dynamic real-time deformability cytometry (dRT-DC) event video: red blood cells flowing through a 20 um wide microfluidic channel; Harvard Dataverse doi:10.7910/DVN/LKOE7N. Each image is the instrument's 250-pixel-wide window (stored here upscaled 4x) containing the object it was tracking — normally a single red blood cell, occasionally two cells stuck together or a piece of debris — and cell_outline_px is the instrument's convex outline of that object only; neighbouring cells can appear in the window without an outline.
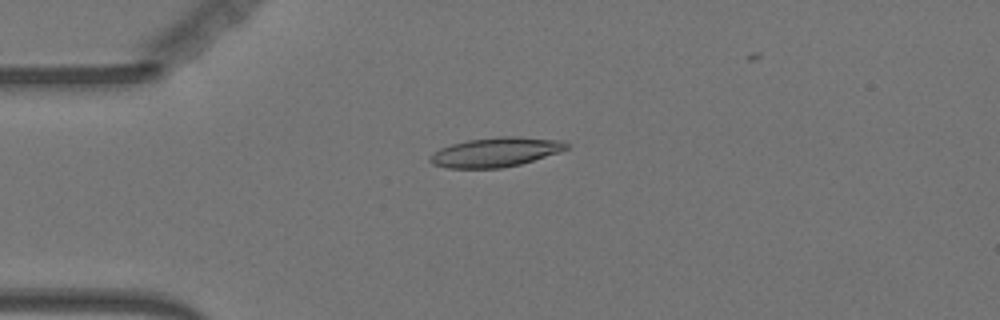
{"species": "Egyptian fruit bat (a non-hibernating species)", "species_latin": "Rousettus aegyptiacus", "temperature_condition": "warm", "stored_images_in_passage": 41, "camera_frame_rate_fps": 3000, "um_per_image_px": 0.085, "animal": {"sex": "female"}, "frame": {"image": 1, "passage_image": 4, "time_ms": 1.0, "image_size_px": [1000, 320], "cell_outline_px": [[568, 148], [560, 152], [520, 164], [500, 168], [448, 168], [432, 164], [428, 160], [428, 156], [440, 148], [452, 144], [468, 140], [500, 136], [520, 136], [564, 140], [568, 144]], "centroid_in_image_um": [42.13, 12.92], "position_along_channel_um": 42.9, "area_um2": 23.52}}
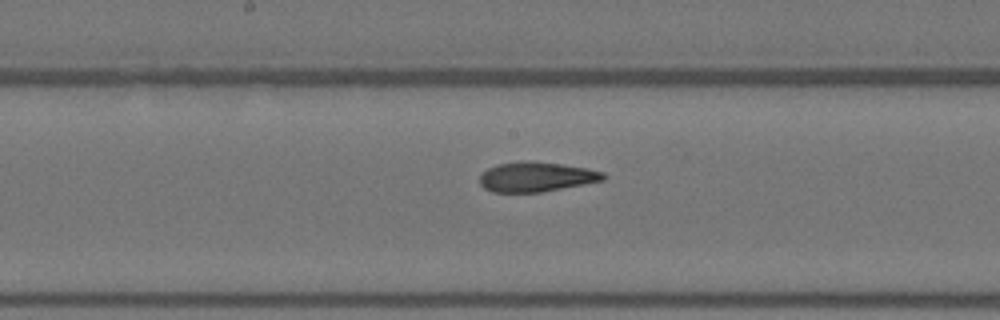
{"frame": {"image": 2, "passage_image": 19, "time_ms": 6.0, "image_size_px": [1000, 320], "cell_outline_px": [[608, 176], [604, 180], [584, 184], [540, 192], [492, 192], [484, 188], [480, 184], [480, 176], [488, 168], [496, 164], [524, 160], [560, 164], [588, 168], [604, 172]], "centroid_in_image_um": [45.59, 15.03], "position_along_channel_um": 202.6, "area_um2": 21.44}}
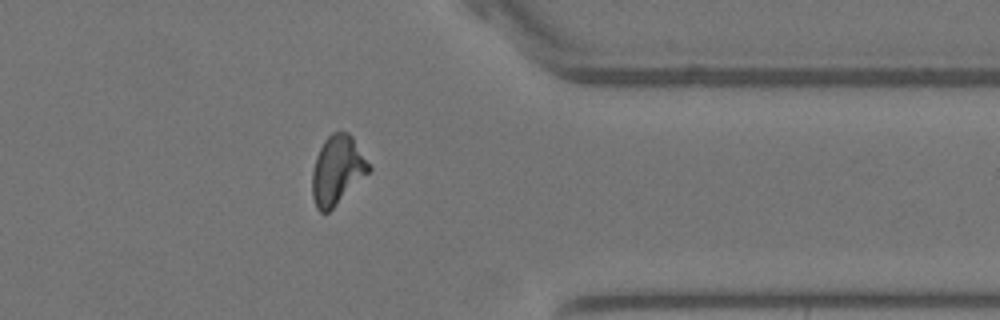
{"frame": {"image": 3, "passage_image": 35, "time_ms": 11.333, "image_size_px": [1000, 320], "cell_outline_px": [[372, 168], [328, 212], [320, 212], [316, 208], [312, 196], [312, 172], [316, 156], [324, 140], [332, 132], [348, 132], [352, 136]], "centroid_in_image_um": [28.64, 14.44], "position_along_channel_um": 382.8, "area_um2": 22.31}, "authors_computed_cell_mechanics": {"area_um2": 22.253, "velocity_mm_per_s": 3.608, "shape_relaxation_time_tau1_ms": null, "shape_relaxation_time_tau2_ms": 2.3263, "deformation_change_tau1": null, "deformation_change_tau2": 0.1019}}